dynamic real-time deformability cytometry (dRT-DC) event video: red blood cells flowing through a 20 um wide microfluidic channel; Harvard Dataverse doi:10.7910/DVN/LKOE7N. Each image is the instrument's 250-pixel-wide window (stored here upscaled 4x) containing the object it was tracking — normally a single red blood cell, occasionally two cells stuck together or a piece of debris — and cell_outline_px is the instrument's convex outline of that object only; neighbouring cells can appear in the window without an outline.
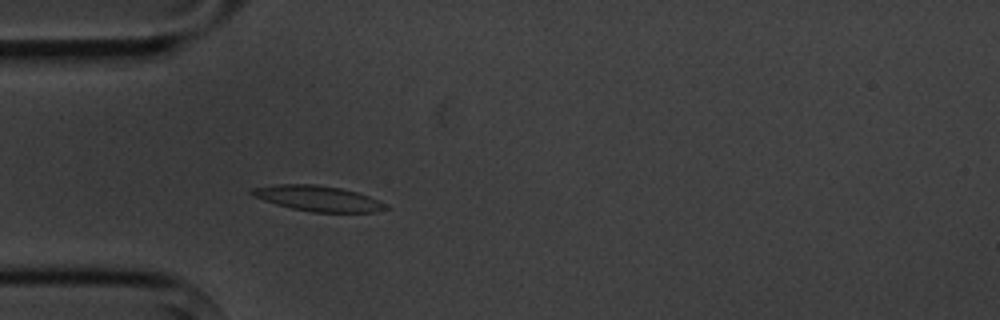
{"species": "common noctule bat (a hibernating species)", "species_latin": "Nyctalus noctula", "temperature_condition": "cold", "stored_images_in_passage": 4, "camera_frame_rate_fps": 3000, "um_per_image_px": 0.085, "animal": {"sex": "male", "body_mass_g": 20.1, "forearm_length_mm": 53.5}, "frame": {"image": 1, "passage_image": 4, "time_ms": 3.667, "image_size_px": [1000, 320], "cell_outline_px": [[388, 208], [376, 212], [312, 212], [292, 208], [276, 204], [252, 196], [248, 192], [252, 188], [276, 184], [316, 184], [340, 188], [356, 192], [368, 196], [388, 204]], "centroid_in_image_um": [27.01, 16.86], "position_along_channel_um": 58.0, "area_um2": 19.83}}